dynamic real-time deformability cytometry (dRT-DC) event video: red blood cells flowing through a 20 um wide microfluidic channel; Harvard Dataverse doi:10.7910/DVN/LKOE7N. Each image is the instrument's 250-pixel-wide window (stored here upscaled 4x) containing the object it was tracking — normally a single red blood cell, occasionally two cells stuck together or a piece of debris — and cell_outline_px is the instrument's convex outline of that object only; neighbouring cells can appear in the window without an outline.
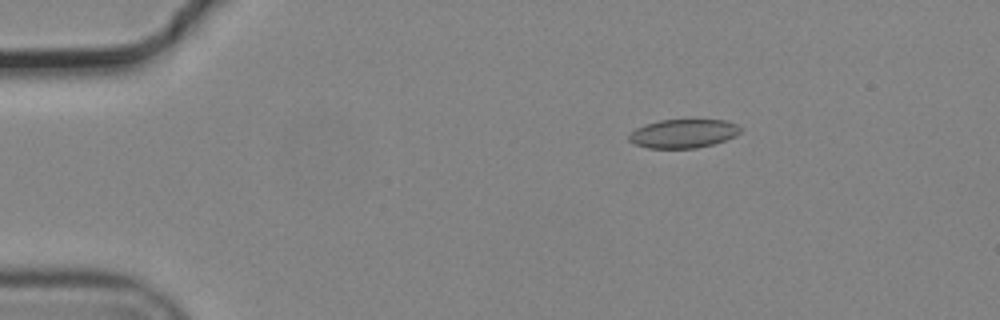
{"species": "common noctule bat (a hibernating species)", "species_latin": "Nyctalus noctula", "temperature_condition": "cold", "stored_images_in_passage": 49, "camera_frame_rate_fps": 3000, "um_per_image_px": 0.085, "animal": {"sex": "male", "body_mass_g": 19.2, "forearm_length_mm": 51.8}, "frame": {"image": 1, "passage_image": 3, "time_ms": 0.667, "image_size_px": [1000, 320], "cell_outline_px": [[740, 132], [736, 136], [712, 144], [696, 148], [648, 148], [636, 144], [628, 140], [628, 136], [636, 128], [644, 124], [660, 120], [724, 120], [736, 124], [740, 128]], "centroid_in_image_um": [58.06, 11.35], "position_along_channel_um": 26.9, "area_um2": 18.5}}
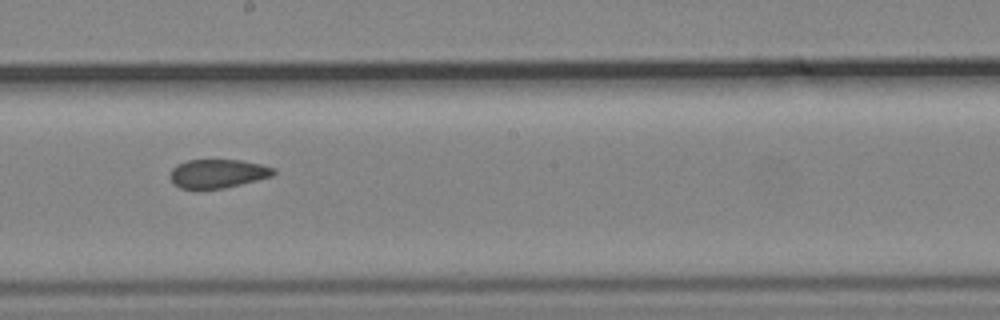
{"frame": {"image": 2, "passage_image": 25, "time_ms": 8.0, "image_size_px": [1000, 320], "cell_outline_px": [[276, 172], [272, 176], [224, 188], [180, 188], [168, 176], [172, 168], [176, 164], [188, 160], [240, 160], [260, 164], [276, 168]], "centroid_in_image_um": [18.51, 14.74], "position_along_channel_um": 229.7, "area_um2": 17.17}}
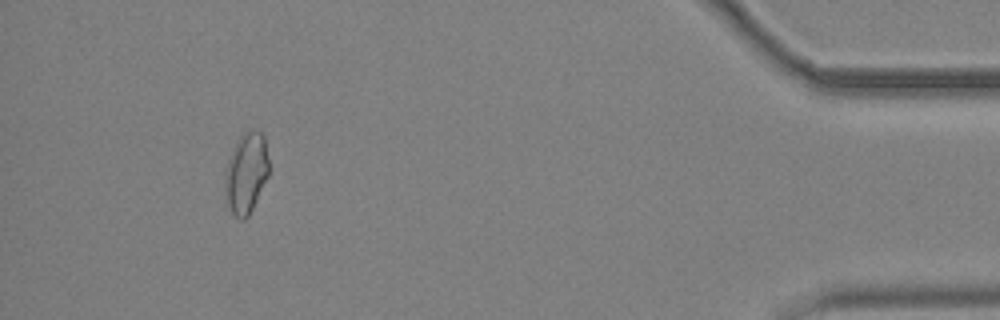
{"frame": {"image": 3, "passage_image": 45, "time_ms": 14.667, "image_size_px": [1000, 320], "cell_outline_px": [[268, 176], [248, 216], [244, 220], [240, 220], [224, 204], [224, 172], [228, 160], [236, 140], [244, 132], [256, 128], [264, 136], [268, 160]], "centroid_in_image_um": [20.88, 14.72], "position_along_channel_um": 414.3, "area_um2": 20.98}, "authors_computed_cell_mechanics": {"area_um2": 18.6694, "velocity_mm_per_s": 3.7168, "shape_relaxation_time_tau1_ms": null, "shape_relaxation_time_tau2_ms": 2.2159, "deformation_change_tau1": null, "deformation_change_tau2": 0.082}}